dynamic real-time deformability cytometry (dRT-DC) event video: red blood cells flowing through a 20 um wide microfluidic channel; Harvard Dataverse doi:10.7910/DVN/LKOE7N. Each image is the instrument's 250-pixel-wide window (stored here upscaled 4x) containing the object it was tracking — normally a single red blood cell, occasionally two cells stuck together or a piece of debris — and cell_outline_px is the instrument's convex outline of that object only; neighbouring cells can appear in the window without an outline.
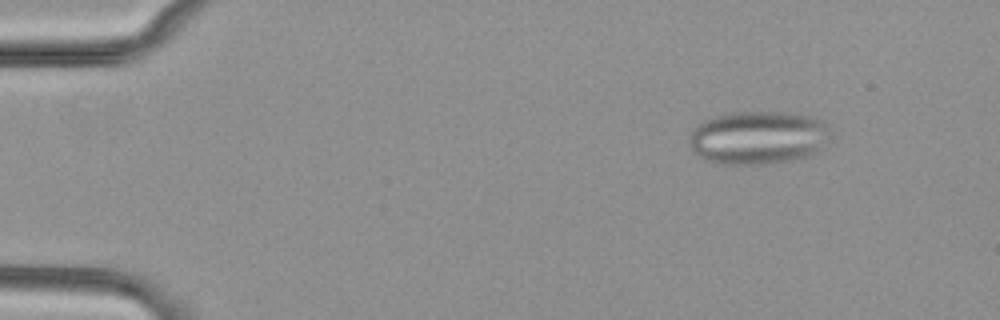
{"species": "common noctule bat (a hibernating species)", "species_latin": "Nyctalus noctula", "temperature_condition": "cold", "stored_images_in_passage": 55, "segment_of_instrument_passage": [1, 2], "camera_frame_rate_fps": 3000, "um_per_image_px": 0.085, "animal": {"sex": "female", "body_mass_g": 29.2, "forearm_length_mm": 56.3}, "frame": {"image": 1, "passage_image": 7, "time_ms": 2.0, "image_size_px": [1000, 320], "cell_outline_px": [[824, 124], [820, 152], [808, 156], [792, 160], [764, 164], [724, 164], [704, 160], [688, 144], [688, 136], [692, 128], [696, 124], [704, 120], [716, 116], [732, 112], [788, 112], [816, 116]], "centroid_in_image_um": [64.33, 11.69], "position_along_channel_um": 20.7, "area_um2": 43.52}}